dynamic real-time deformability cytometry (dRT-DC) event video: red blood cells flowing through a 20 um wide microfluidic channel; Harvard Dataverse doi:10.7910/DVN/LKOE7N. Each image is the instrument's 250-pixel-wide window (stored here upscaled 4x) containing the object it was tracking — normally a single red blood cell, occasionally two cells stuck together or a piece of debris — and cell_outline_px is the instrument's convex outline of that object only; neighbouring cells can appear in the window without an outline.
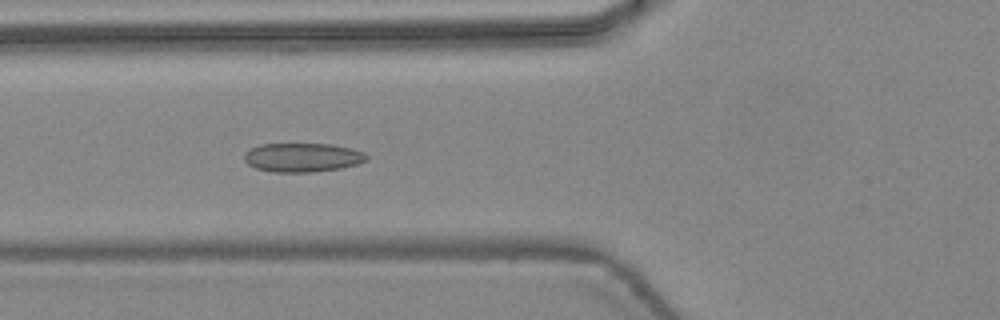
{"species": "common noctule bat (a hibernating species)", "species_latin": "Nyctalus noctula", "temperature_condition": "warm", "stored_images_in_passage": 47, "camera_frame_rate_fps": 3000, "um_per_image_px": 0.085, "animal": {"sex": "female", "body_mass_g": 24.6, "forearm_length_mm": 56.2}, "frame": {"image": 1, "passage_image": 19, "time_ms": 6.0, "image_size_px": [1000, 320], "cell_outline_px": [[368, 160], [356, 164], [340, 168], [312, 172], [272, 172], [256, 168], [248, 164], [244, 160], [244, 152], [260, 144], [332, 144], [352, 148], [364, 152], [368, 156]], "centroid_in_image_um": [25.71, 13.38], "position_along_channel_um": 100.1, "area_um2": 20.69}}
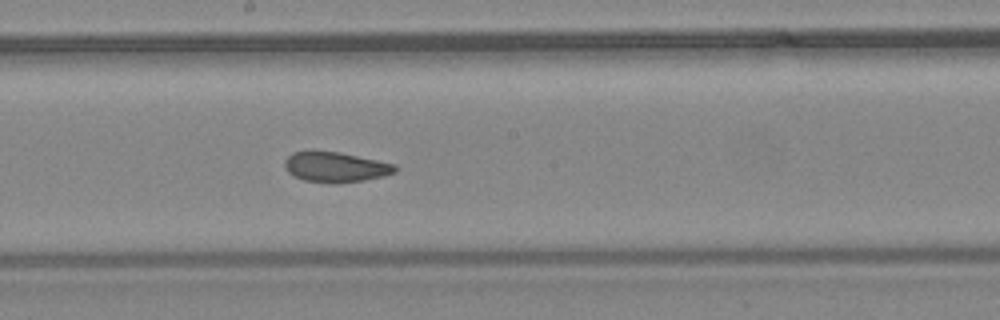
{"frame": {"image": 2, "passage_image": 27, "time_ms": 8.667, "image_size_px": [1000, 320], "cell_outline_px": [[396, 172], [384, 176], [364, 180], [336, 184], [328, 184], [304, 180], [288, 172], [284, 168], [284, 160], [292, 152], [340, 152], [396, 164]], "centroid_in_image_um": [28.53, 14.22], "position_along_channel_um": 219.7, "area_um2": 19.42}}
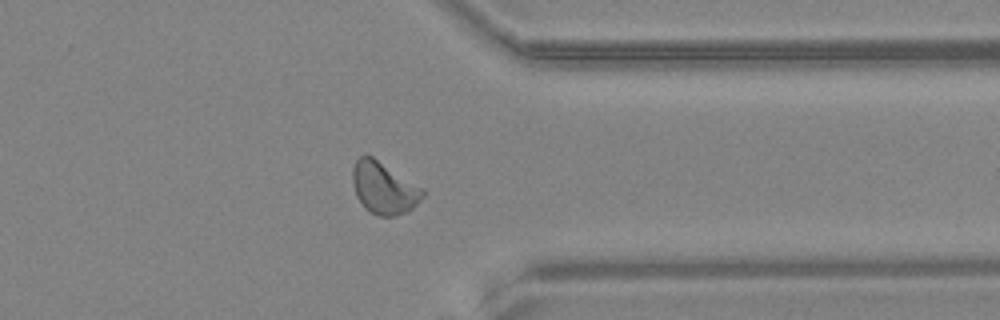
{"frame": {"image": 3, "passage_image": 38, "time_ms": 12.333, "image_size_px": [1000, 320], "cell_outline_px": [[424, 196], [408, 212], [392, 216], [380, 216], [368, 212], [364, 208], [356, 196], [352, 184], [352, 168], [356, 160], [364, 152], [372, 156], [424, 188]], "centroid_in_image_um": [32.6, 15.96], "position_along_channel_um": 378.8, "area_um2": 21.56}, "authors_computed_cell_mechanics": {"area_um2": 20.6924, "velocity_mm_per_s": 4.4662, "shape_relaxation_time_tau1_ms": null, "shape_relaxation_time_tau2_ms": 1.384, "deformation_change_tau1": null, "deformation_change_tau2": 0.0686}}